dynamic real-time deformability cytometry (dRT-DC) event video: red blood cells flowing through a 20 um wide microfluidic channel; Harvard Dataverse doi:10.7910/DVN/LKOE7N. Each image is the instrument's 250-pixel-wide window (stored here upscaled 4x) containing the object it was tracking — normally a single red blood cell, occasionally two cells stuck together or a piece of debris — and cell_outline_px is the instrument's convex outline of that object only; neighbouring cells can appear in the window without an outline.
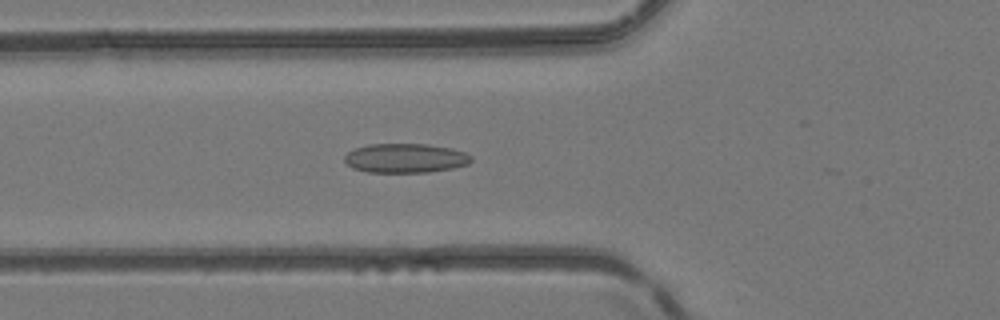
{"species": "common noctule bat (a hibernating species)", "species_latin": "Nyctalus noctula", "temperature_condition": "room temperature", "stored_images_in_passage": 13, "camera_frame_rate_fps": 3000, "um_per_image_px": 0.085, "animal": {"sex": "female", "body_mass_g": 24.6, "forearm_length_mm": 56.2}, "frame": {"image": 1, "passage_image": 12, "time_ms": 3.667, "image_size_px": [1000, 320], "cell_outline_px": [[472, 160], [468, 164], [452, 168], [428, 172], [368, 172], [352, 168], [344, 160], [344, 156], [348, 152], [356, 148], [368, 144], [428, 144], [452, 148], [464, 152], [472, 156]], "centroid_in_image_um": [34.46, 13.44], "position_along_channel_um": 91.3, "area_um2": 21.62}}